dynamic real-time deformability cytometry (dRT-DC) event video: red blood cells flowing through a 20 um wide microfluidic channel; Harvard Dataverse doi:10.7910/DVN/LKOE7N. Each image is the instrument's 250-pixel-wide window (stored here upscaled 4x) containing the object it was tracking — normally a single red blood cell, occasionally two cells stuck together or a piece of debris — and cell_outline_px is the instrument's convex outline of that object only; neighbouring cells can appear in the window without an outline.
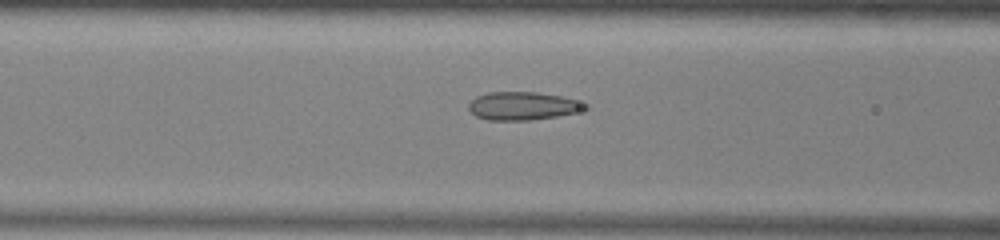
{"species": "common noctule bat (a hibernating species)", "species_latin": "Nyctalus noctula", "temperature_condition": "warm", "stored_images_in_passage": 49, "camera_frame_rate_fps": 3000, "um_per_image_px": 0.085, "animal": {"sex": "male", "body_mass_g": 13.0, "forearm_length_mm": 53.1}, "frame": {"image": 1, "passage_image": 18, "time_ms": 5.667, "image_size_px": [1000, 240], "cell_outline_px": [[588, 108], [576, 112], [556, 116], [528, 120], [488, 120], [476, 116], [468, 108], [468, 104], [476, 96], [488, 92], [536, 92], [560, 96], [576, 100], [588, 104]], "centroid_in_image_um": [44.42, 9.0], "position_along_channel_um": 122.2, "area_um2": 18.96}}
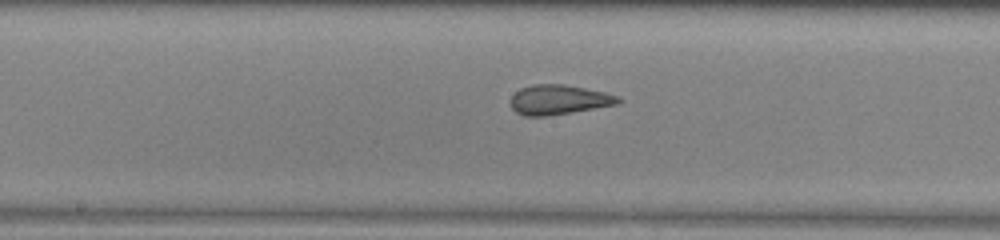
{"frame": {"image": 2, "passage_image": 24, "time_ms": 7.667, "image_size_px": [1000, 240], "cell_outline_px": [[624, 100], [616, 104], [548, 116], [524, 116], [516, 112], [512, 108], [512, 96], [520, 88], [532, 84], [564, 84], [604, 92], [620, 96]], "centroid_in_image_um": [47.5, 8.47], "position_along_channel_um": 200.7, "area_um2": 18.5}}
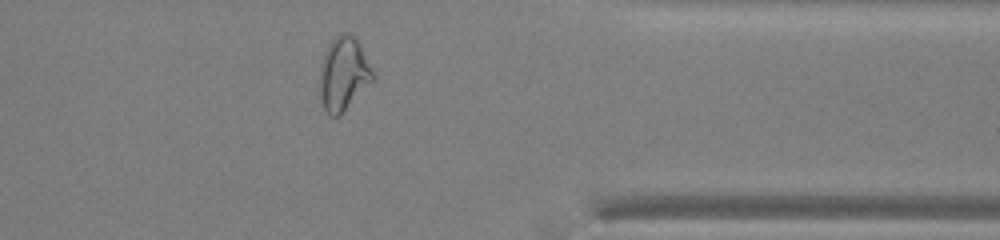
{"frame": {"image": 3, "passage_image": 39, "time_ms": 12.667, "image_size_px": [1000, 240], "cell_outline_px": [[376, 76], [340, 116], [328, 116], [324, 108], [320, 96], [320, 72], [324, 56], [328, 44], [340, 32], [352, 32], [360, 44]], "centroid_in_image_um": [29.21, 6.26], "position_along_channel_um": 382.2, "area_um2": 22.72}, "authors_computed_cell_mechanics": {"area_um2": 21.5016, "velocity_mm_per_s": 3.932, "shape_relaxation_time_tau1_ms": null, "shape_relaxation_time_tau2_ms": 0.9131, "deformation_change_tau1": null, "deformation_change_tau2": 0.0882}}